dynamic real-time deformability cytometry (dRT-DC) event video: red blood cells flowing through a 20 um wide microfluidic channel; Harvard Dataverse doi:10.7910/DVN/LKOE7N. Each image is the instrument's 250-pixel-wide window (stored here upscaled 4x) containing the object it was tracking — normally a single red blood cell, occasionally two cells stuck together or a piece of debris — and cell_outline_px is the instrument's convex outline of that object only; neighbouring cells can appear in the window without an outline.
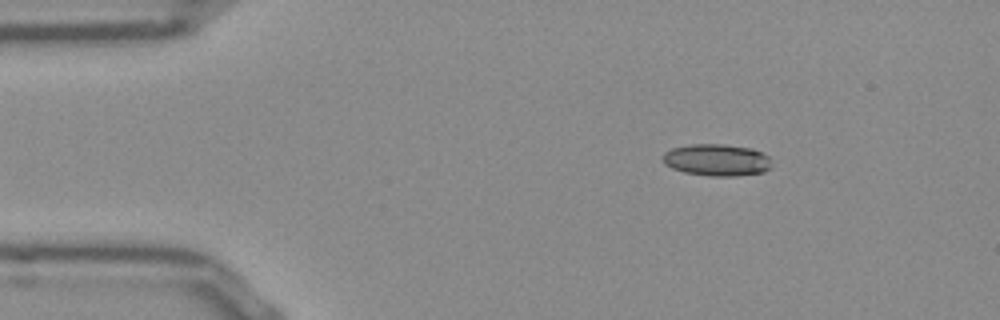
{"species": "Egyptian fruit bat (a non-hibernating species)", "species_latin": "Rousettus aegyptiacus", "temperature_condition": "room temperature", "stored_images_in_passage": 45, "camera_frame_rate_fps": 3000, "um_per_image_px": 0.085, "frame": {"image": 1, "passage_image": 1, "time_ms": 0.0, "image_size_px": [1000, 320], "cell_outline_px": [[772, 168], [764, 172], [736, 176], [708, 176], [684, 172], [672, 168], [664, 164], [664, 152], [672, 148], [692, 144], [724, 144], [752, 148], [768, 156]], "centroid_in_image_um": [60.94, 13.6], "position_along_channel_um": 24.1, "area_um2": 20.29}}
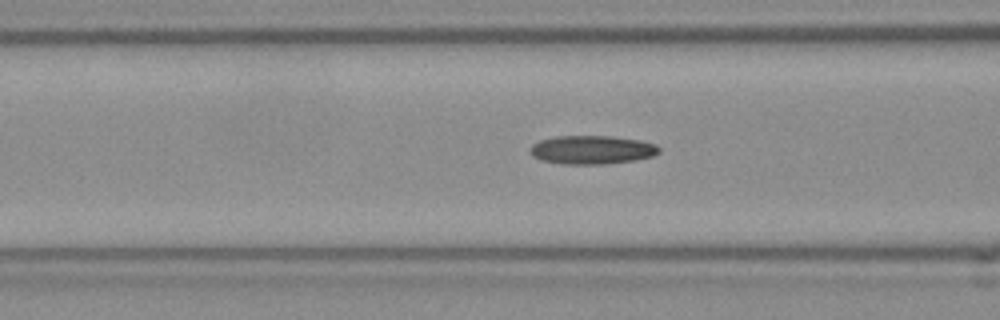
{"frame": {"image": 2, "passage_image": 13, "time_ms": 4.0, "image_size_px": [1000, 320], "cell_outline_px": [[660, 152], [652, 156], [632, 160], [604, 164], [564, 164], [540, 160], [532, 156], [528, 152], [528, 148], [532, 144], [540, 140], [556, 136], [612, 136], [640, 140], [656, 144], [660, 148]], "centroid_in_image_um": [50.27, 12.73], "position_along_channel_um": 116.3, "area_um2": 21.62}}
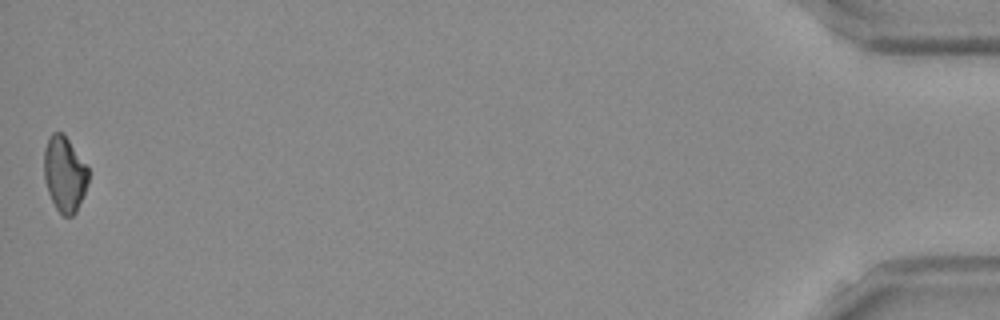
{"frame": {"image": 3, "passage_image": 45, "time_ms": 14.667, "image_size_px": [1000, 320], "cell_outline_px": [[88, 184], [76, 212], [72, 216], [64, 216], [56, 208], [48, 192], [44, 180], [44, 148], [52, 132], [64, 132], [88, 168]], "centroid_in_image_um": [5.48, 14.77], "position_along_channel_um": 429.7, "area_um2": 19.48}}